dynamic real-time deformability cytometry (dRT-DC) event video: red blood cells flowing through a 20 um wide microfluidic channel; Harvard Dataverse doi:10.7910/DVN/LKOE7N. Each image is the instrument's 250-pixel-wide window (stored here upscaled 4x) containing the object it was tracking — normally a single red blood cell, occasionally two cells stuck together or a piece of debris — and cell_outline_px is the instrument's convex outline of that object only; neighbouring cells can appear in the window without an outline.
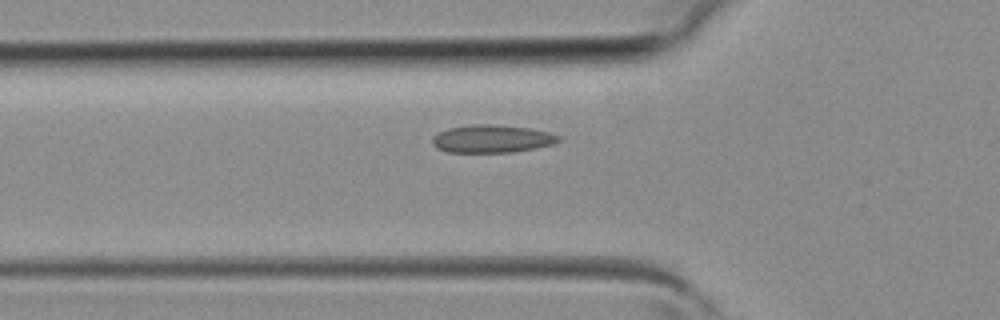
{"species": "common noctule bat (a hibernating species)", "species_latin": "Nyctalus noctula", "temperature_condition": "room temperature", "stored_images_in_passage": 4, "camera_frame_rate_fps": 3000, "um_per_image_px": 0.085, "animal": {"sex": "female", "body_mass_g": 19.3, "forearm_length_mm": 54.1}, "frame": {"image": 1, "passage_image": 4, "time_ms": 1.0, "image_size_px": [1000, 320], "cell_outline_px": [[560, 140], [552, 144], [536, 148], [512, 152], [448, 152], [436, 148], [432, 144], [432, 136], [448, 128], [472, 124], [492, 124], [532, 128], [548, 132], [560, 136]], "centroid_in_image_um": [41.8, 11.79], "position_along_channel_um": 84.0, "area_um2": 20.52}}